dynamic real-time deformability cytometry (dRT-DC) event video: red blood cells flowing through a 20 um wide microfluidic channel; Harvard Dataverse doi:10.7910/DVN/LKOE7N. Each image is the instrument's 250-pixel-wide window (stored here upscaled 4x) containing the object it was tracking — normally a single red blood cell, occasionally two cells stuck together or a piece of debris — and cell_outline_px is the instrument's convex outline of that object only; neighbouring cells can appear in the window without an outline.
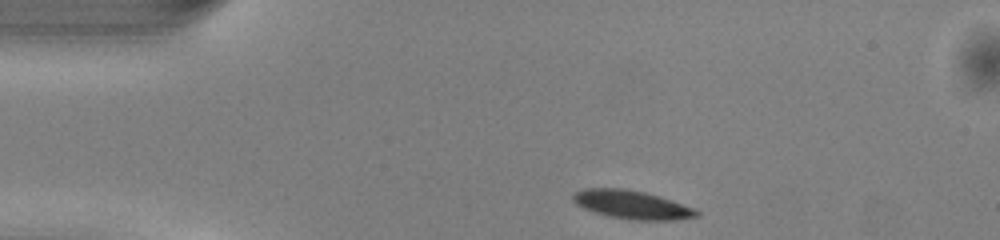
{"species": "common noctule bat (a hibernating species)", "species_latin": "Nyctalus noctula", "temperature_condition": "warm", "stored_images_in_passage": 42, "camera_frame_rate_fps": 3000, "um_per_image_px": 0.085, "animal": {"sex": "male", "body_mass_g": 13.0, "forearm_length_mm": 53.1}, "frame": {"image": 1, "passage_image": 1, "time_ms": 0.0, "image_size_px": [1000, 240], "cell_outline_px": [[700, 216], [676, 220], [628, 220], [608, 216], [584, 208], [576, 204], [572, 200], [572, 196], [576, 192], [584, 188], [624, 188], [644, 192], [660, 196], [672, 200], [692, 208], [700, 212]], "centroid_in_image_um": [53.72, 17.4], "position_along_channel_um": 31.3, "area_um2": 20.52}}
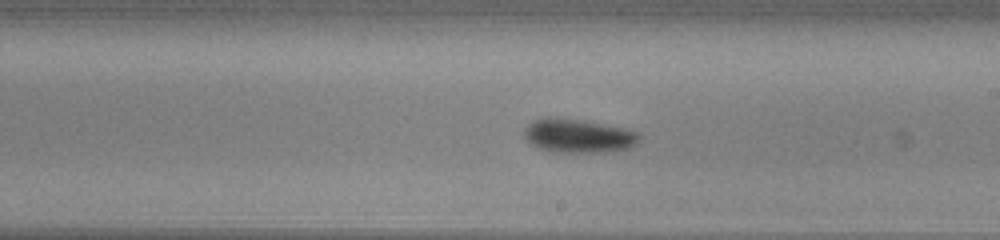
{"frame": {"image": 2, "passage_image": 20, "time_ms": 6.333, "image_size_px": [1000, 240], "cell_outline_px": [[640, 140], [632, 148], [608, 152], [552, 152], [540, 148], [532, 144], [524, 136], [524, 128], [532, 120], [544, 116], [552, 116], [624, 128], [636, 132], [640, 136]], "centroid_in_image_um": [49.13, 11.55], "position_along_channel_um": 239.9, "area_um2": 22.66}}
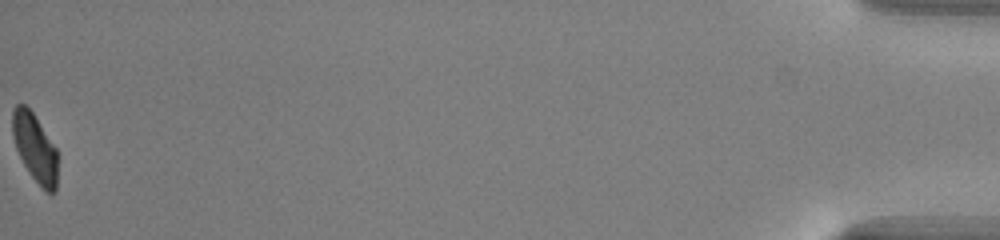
{"frame": {"image": 3, "passage_image": 42, "time_ms": 13.667, "image_size_px": [1000, 240], "cell_outline_px": [[56, 192], [52, 196], [32, 176], [24, 164], [16, 148], [12, 136], [12, 108], [16, 104], [24, 104], [32, 112], [56, 148]], "centroid_in_image_um": [2.94, 12.53], "position_along_channel_um": 432.3, "area_um2": 17.57}, "authors_computed_cell_mechanics": {"area_um2": 20.8369, "velocity_mm_per_s": 4.0632, "shape_relaxation_time_tau1_ms": 1.9432, "shape_relaxation_time_tau2_ms": null, "deformation_change_tau1": 0.0887, "deformation_change_tau2": null}}